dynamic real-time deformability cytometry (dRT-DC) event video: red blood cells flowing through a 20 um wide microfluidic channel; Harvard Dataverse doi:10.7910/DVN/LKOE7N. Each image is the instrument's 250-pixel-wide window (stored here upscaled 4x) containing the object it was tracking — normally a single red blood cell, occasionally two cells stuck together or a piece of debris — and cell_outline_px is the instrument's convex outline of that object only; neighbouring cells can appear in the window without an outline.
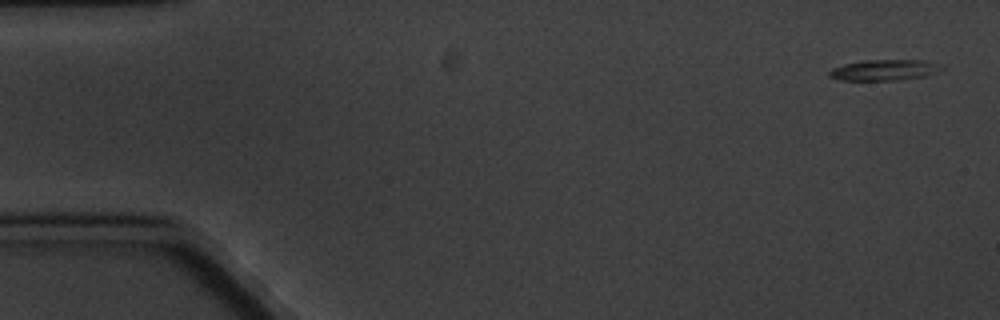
{"species": "common noctule bat (a hibernating species)", "species_latin": "Nyctalus noctula", "temperature_condition": "cold", "stored_images_in_passage": 5, "camera_frame_rate_fps": 3000, "um_per_image_px": 0.085, "animal": {"sex": "male", "body_mass_g": 20.1, "forearm_length_mm": 53.5}, "frame": {"image": 1, "passage_image": 1, "time_ms": 0.0, "image_size_px": [1000, 320], "cell_outline_px": [[944, 68], [928, 76], [896, 80], [840, 80], [828, 76], [828, 72], [832, 68], [844, 64], [864, 60], [924, 60], [940, 64]], "centroid_in_image_um": [75.17, 5.95], "position_along_channel_um": 9.8, "area_um2": 13.7}}
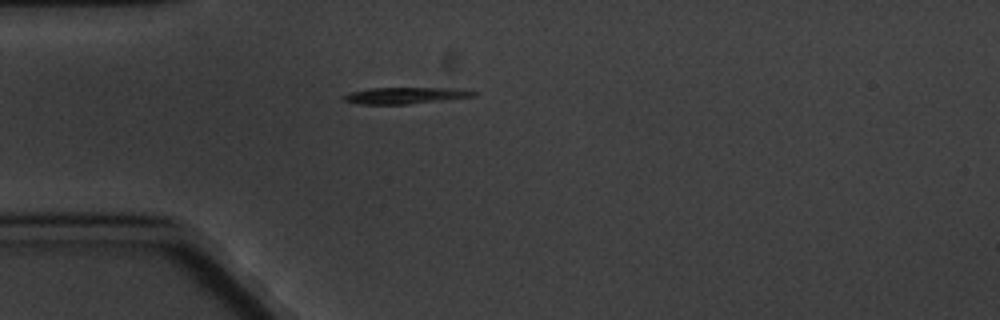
{"frame": {"image": 2, "passage_image": 5, "time_ms": 4.667, "image_size_px": [1000, 320], "cell_outline_px": [[476, 96], [408, 104], [360, 104], [344, 100], [344, 96], [348, 92], [368, 88], [460, 88], [476, 92]], "centroid_in_image_um": [34.45, 8.11], "position_along_channel_um": 50.5, "area_um2": 12.37}}